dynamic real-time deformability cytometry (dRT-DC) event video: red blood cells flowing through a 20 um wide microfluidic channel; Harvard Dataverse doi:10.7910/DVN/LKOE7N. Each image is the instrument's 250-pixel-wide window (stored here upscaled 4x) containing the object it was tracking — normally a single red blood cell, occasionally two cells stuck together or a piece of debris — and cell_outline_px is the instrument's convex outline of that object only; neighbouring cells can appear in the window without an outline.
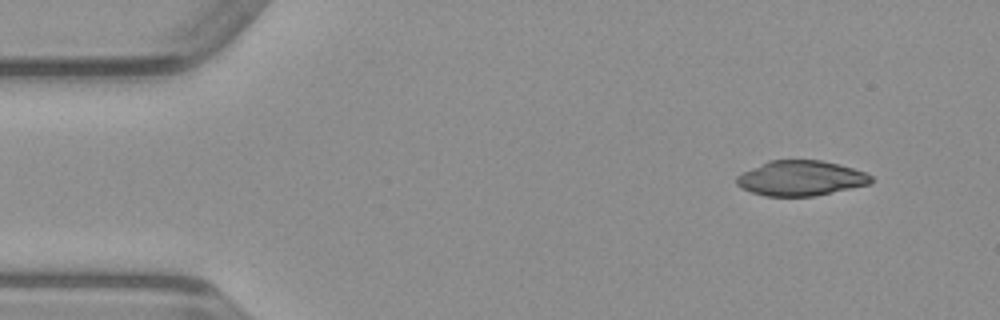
{"species": "common noctule bat (a hibernating species)", "species_latin": "Nyctalus noctula", "temperature_condition": "warm", "stored_images_in_passage": 45, "camera_frame_rate_fps": 3000, "um_per_image_px": 0.085, "animal": {"sex": "male", "body_mass_g": 23.1, "forearm_length_mm": 52.7}, "frame": {"image": 1, "passage_image": 1, "time_ms": 0.0, "image_size_px": [1000, 320], "cell_outline_px": [[872, 180], [868, 184], [816, 196], [764, 196], [752, 192], [736, 184], [736, 176], [768, 160], [820, 160], [840, 164], [864, 172], [872, 176]], "centroid_in_image_um": [68.06, 15.14], "position_along_channel_um": 16.9, "area_um2": 27.28}}